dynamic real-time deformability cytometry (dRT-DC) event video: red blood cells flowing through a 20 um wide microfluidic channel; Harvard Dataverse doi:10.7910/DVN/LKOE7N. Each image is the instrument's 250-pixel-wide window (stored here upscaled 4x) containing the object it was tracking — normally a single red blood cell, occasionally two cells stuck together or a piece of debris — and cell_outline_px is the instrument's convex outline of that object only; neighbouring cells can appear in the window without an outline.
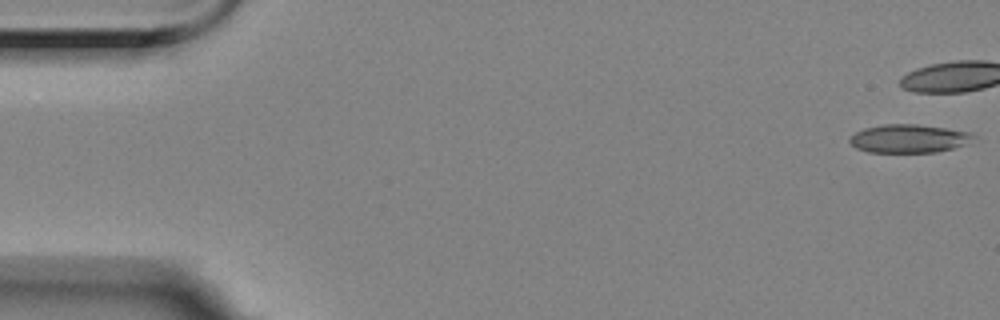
{"species": "Egyptian fruit bat (a non-hibernating species)", "species_latin": "Rousettus aegyptiacus", "temperature_condition": "room temperature", "stored_images_in_passage": 14, "camera_frame_rate_fps": 3000, "um_per_image_px": 0.085, "animal": {"sex": "female"}, "frame": {"image": 1, "passage_image": 1, "time_ms": 0.0, "image_size_px": [1000, 320], "cell_outline_px": [[976, 136], [964, 144], [952, 148], [936, 152], [868, 152], [856, 148], [848, 140], [856, 132], [864, 128], [884, 124], [916, 124], [972, 132]], "centroid_in_image_um": [77.23, 11.77], "position_along_channel_um": 7.8, "area_um2": 20.23}}